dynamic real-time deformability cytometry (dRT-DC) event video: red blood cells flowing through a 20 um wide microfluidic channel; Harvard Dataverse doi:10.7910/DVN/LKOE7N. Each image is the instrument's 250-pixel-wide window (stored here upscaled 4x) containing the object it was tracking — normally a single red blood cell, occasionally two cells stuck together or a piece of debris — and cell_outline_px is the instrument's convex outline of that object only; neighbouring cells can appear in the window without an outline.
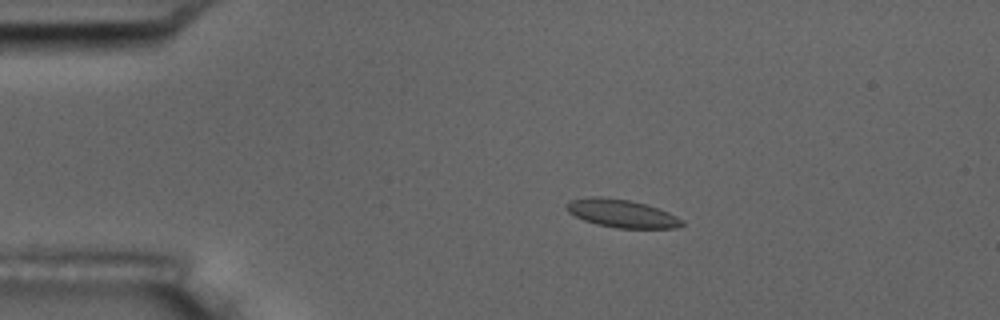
{"species": "common noctule bat (a hibernating species)", "species_latin": "Nyctalus noctula", "temperature_condition": "room temperature", "stored_images_in_passage": 5, "camera_frame_rate_fps": 3000, "um_per_image_px": 0.085, "animal": {"sex": "male", "body_mass_g": 17.5, "forearm_length_mm": 52.3}, "frame": {"image": 1, "passage_image": 3, "time_ms": 3.333, "image_size_px": [1000, 320], "cell_outline_px": [[684, 224], [676, 228], [616, 228], [596, 224], [584, 220], [568, 212], [568, 200], [588, 196], [600, 196], [628, 200], [644, 204], [668, 212], [684, 220]], "centroid_in_image_um": [52.84, 18.14], "position_along_channel_um": 32.2, "area_um2": 18.73}}